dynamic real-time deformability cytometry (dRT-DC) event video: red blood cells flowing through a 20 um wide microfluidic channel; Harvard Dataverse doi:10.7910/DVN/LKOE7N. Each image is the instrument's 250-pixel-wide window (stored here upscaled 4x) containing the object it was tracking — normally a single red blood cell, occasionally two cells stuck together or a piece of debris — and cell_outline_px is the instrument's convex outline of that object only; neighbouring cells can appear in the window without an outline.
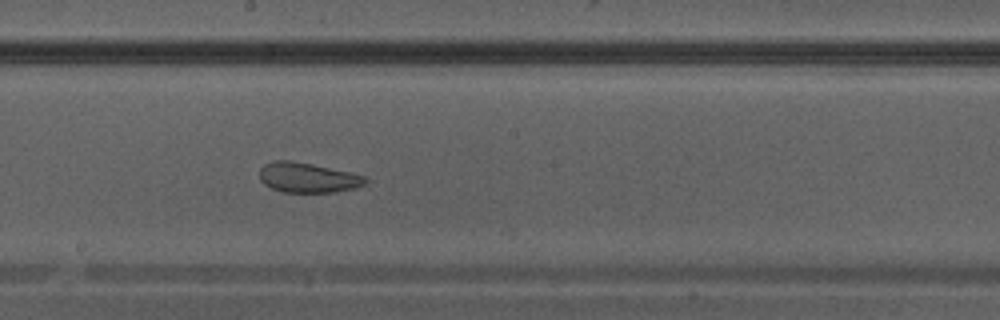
{"species": "Egyptian fruit bat (a non-hibernating species)", "species_latin": "Rousettus aegyptiacus", "temperature_condition": "warm", "stored_images_in_passage": 30, "camera_frame_rate_fps": 3000, "um_per_image_px": 0.085, "animal": {"sex": "male"}, "frame": {"image": 1, "passage_image": 13, "time_ms": 4.0, "image_size_px": [1000, 320], "cell_outline_px": [[368, 180], [364, 184], [352, 188], [336, 192], [284, 192], [272, 188], [264, 184], [260, 180], [260, 168], [264, 164], [272, 160], [288, 160], [312, 164], [348, 172], [364, 176]], "centroid_in_image_um": [26.11, 15.09], "position_along_channel_um": 222.1, "area_um2": 18.26}}
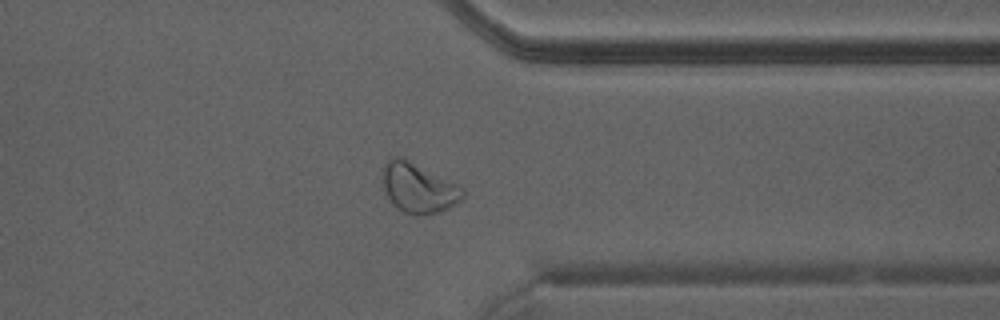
{"frame": {"image": 2, "passage_image": 22, "time_ms": 7.0, "image_size_px": [1000, 320], "cell_outline_px": [[464, 200], [448, 208], [436, 212], [416, 216], [404, 212], [396, 208], [392, 204], [384, 192], [384, 164], [388, 156], [400, 156], [464, 188]], "centroid_in_image_um": [35.55, 15.99], "position_along_channel_um": 375.8, "area_um2": 23.12}}